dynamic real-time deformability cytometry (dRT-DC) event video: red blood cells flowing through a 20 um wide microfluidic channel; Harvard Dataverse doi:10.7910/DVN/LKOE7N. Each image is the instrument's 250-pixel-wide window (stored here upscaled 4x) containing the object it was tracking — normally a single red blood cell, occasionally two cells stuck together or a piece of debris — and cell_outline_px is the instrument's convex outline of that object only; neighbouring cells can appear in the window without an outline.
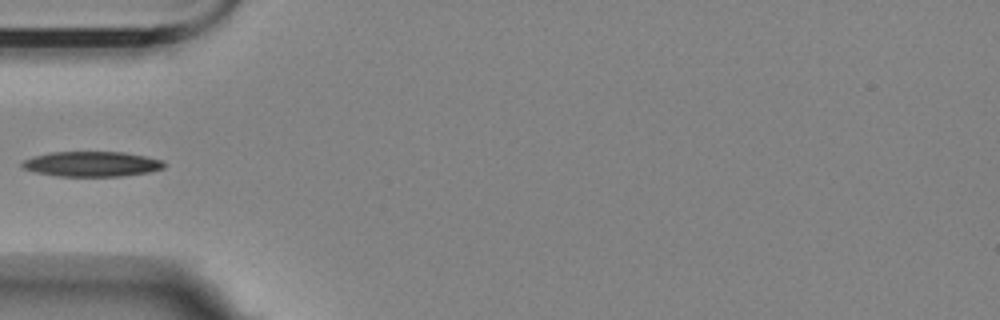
{"species": "Egyptian fruit bat (a non-hibernating species)", "species_latin": "Rousettus aegyptiacus", "temperature_condition": "room temperature", "stored_images_in_passage": 8, "camera_frame_rate_fps": 3000, "um_per_image_px": 0.085, "animal": {"sex": "female"}, "frame": {"image": 1, "passage_image": 6, "time_ms": 6.0, "image_size_px": [1000, 320], "cell_outline_px": [[164, 168], [148, 172], [124, 176], [56, 176], [36, 172], [24, 168], [20, 164], [24, 160], [32, 156], [48, 152], [124, 152], [164, 160]], "centroid_in_image_um": [7.79, 13.93], "position_along_channel_um": 77.2, "area_um2": 20.81}}
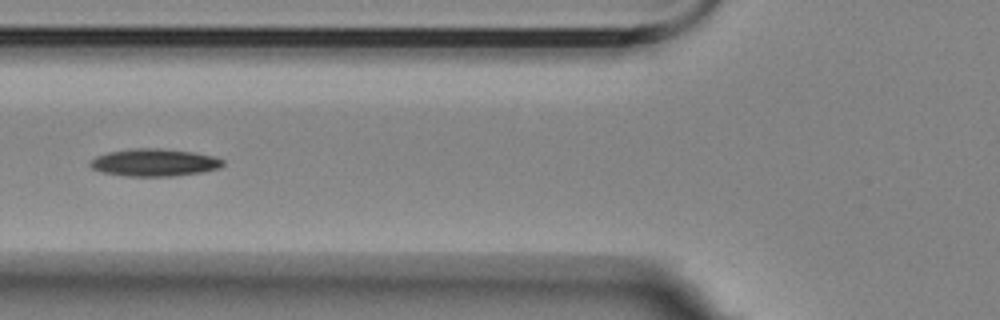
{"frame": {"image": 2, "passage_image": 7, "time_ms": 7.0, "image_size_px": [1000, 320], "cell_outline_px": [[224, 164], [220, 168], [204, 172], [172, 176], [128, 176], [100, 172], [92, 168], [88, 164], [96, 156], [108, 152], [136, 148], [160, 148], [192, 152], [212, 156], [224, 160]], "centroid_in_image_um": [13.12, 13.82], "position_along_channel_um": 112.7, "area_um2": 21.21}}
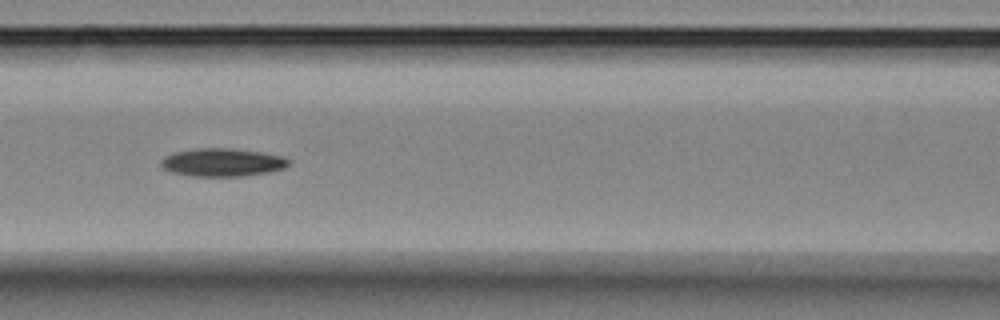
{"frame": {"image": 3, "passage_image": 8, "time_ms": 8.0, "image_size_px": [1000, 320], "cell_outline_px": [[288, 164], [284, 168], [268, 172], [244, 176], [192, 176], [172, 172], [164, 168], [160, 164], [160, 160], [164, 156], [176, 152], [196, 148], [232, 148], [264, 152], [284, 156], [288, 160]], "centroid_in_image_um": [18.9, 13.79], "position_along_channel_um": 147.7, "area_um2": 20.92}}